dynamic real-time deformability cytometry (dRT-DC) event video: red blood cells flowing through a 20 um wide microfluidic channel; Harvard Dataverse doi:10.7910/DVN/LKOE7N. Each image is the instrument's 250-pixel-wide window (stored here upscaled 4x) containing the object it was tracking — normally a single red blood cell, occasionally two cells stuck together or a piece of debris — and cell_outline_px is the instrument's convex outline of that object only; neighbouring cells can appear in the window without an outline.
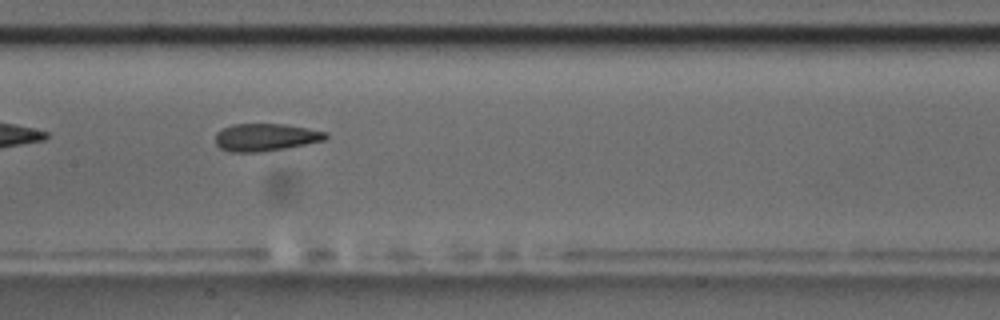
{"species": "common noctule bat (a hibernating species)", "species_latin": "Nyctalus noctula", "temperature_condition": "room temperature", "stored_images_in_passage": 9, "camera_frame_rate_fps": 3000, "um_per_image_px": 0.085, "animal": {"sex": "male", "body_mass_g": 17.5, "forearm_length_mm": 52.3}, "frame": {"image": 1, "passage_image": 9, "time_ms": 2.667, "image_size_px": [1000, 320], "cell_outline_px": [[328, 136], [324, 140], [288, 148], [264, 152], [228, 152], [220, 148], [216, 144], [216, 132], [232, 124], [284, 124], [308, 128], [328, 132]], "centroid_in_image_um": [22.58, 11.67], "position_along_channel_um": 184.8, "area_um2": 17.86}}